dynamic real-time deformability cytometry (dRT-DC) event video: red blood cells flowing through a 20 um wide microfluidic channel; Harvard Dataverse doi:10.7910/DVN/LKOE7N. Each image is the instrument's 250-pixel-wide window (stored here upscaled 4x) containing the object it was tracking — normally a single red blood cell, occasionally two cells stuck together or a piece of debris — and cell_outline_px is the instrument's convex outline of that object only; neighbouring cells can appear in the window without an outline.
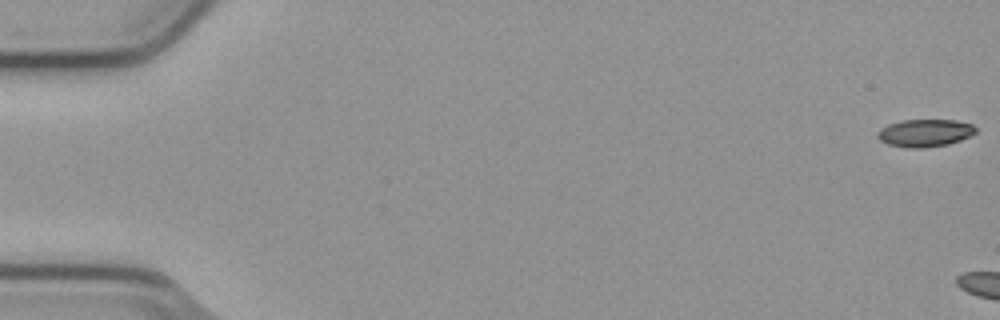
{"species": "common noctule bat (a hibernating species)", "species_latin": "Nyctalus noctula", "temperature_condition": "cold", "stored_images_in_passage": 5, "camera_frame_rate_fps": 3000, "um_per_image_px": 0.085, "animal": {"sex": "male", "body_mass_g": 23.1, "forearm_length_mm": 52.7}, "frame": {"image": 1, "passage_image": 1, "time_ms": 0.0, "image_size_px": [1000, 320], "cell_outline_px": [[976, 132], [972, 136], [948, 144], [924, 148], [908, 148], [888, 144], [880, 140], [876, 136], [876, 132], [880, 128], [888, 124], [900, 120], [956, 120], [972, 124], [976, 128]], "centroid_in_image_um": [78.6, 11.3], "position_along_channel_um": 6.4, "area_um2": 15.95}}